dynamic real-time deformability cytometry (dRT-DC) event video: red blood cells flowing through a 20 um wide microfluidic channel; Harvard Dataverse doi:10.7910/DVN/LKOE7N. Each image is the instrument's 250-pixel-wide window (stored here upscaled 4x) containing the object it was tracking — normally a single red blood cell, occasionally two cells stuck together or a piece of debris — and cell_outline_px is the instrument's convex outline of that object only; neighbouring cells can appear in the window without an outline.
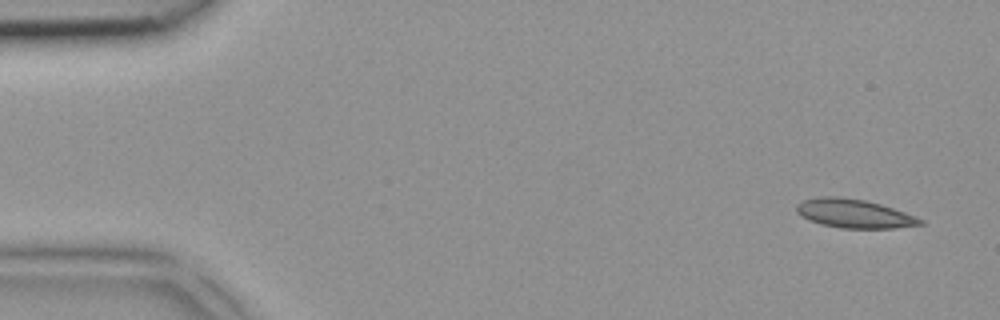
{"species": "common noctule bat (a hibernating species)", "species_latin": "Nyctalus noctula", "temperature_condition": "room temperature", "stored_images_in_passage": 4, "camera_frame_rate_fps": 3000, "um_per_image_px": 0.085, "animal": {"sex": "female", "body_mass_g": 18.4}, "frame": {"image": 1, "passage_image": 1, "time_ms": 0.0, "image_size_px": [1000, 320], "cell_outline_px": [[924, 224], [892, 228], [840, 228], [820, 224], [808, 220], [796, 212], [796, 204], [804, 200], [816, 196], [840, 196], [864, 200], [880, 204], [916, 216], [924, 220]], "centroid_in_image_um": [72.56, 18.15], "position_along_channel_um": 12.4, "area_um2": 20.81}}